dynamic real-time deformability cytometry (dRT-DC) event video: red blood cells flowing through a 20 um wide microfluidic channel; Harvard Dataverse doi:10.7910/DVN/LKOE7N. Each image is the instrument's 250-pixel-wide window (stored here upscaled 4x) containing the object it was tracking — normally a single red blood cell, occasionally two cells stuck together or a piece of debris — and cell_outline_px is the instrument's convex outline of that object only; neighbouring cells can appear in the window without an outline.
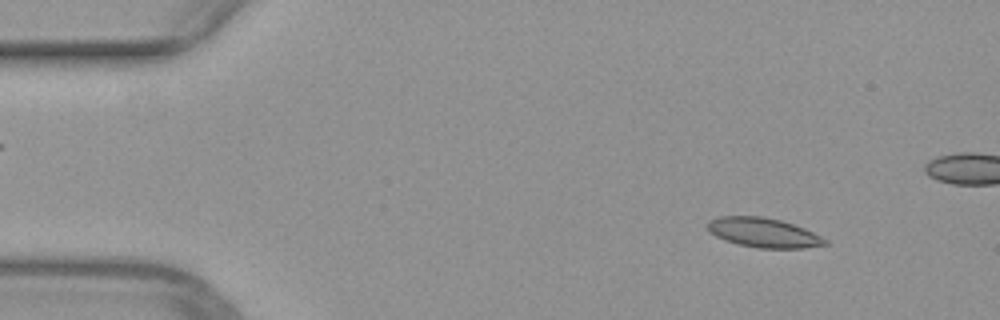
{"species": "common noctule bat (a hibernating species)", "species_latin": "Nyctalus noctula", "temperature_condition": "warm", "stored_images_in_passage": 9, "camera_frame_rate_fps": 3000, "um_per_image_px": 0.085, "animal": {"sex": "female", "body_mass_g": 29.2, "forearm_length_mm": 56.3}, "frame": {"image": 1, "passage_image": 5, "time_ms": 1.333, "image_size_px": [1000, 320], "cell_outline_px": [[828, 244], [804, 248], [756, 248], [736, 244], [724, 240], [708, 232], [708, 220], [720, 216], [764, 216], [780, 220], [804, 228], [828, 240]], "centroid_in_image_um": [64.86, 19.78], "position_along_channel_um": 20.1, "area_um2": 20.29}}